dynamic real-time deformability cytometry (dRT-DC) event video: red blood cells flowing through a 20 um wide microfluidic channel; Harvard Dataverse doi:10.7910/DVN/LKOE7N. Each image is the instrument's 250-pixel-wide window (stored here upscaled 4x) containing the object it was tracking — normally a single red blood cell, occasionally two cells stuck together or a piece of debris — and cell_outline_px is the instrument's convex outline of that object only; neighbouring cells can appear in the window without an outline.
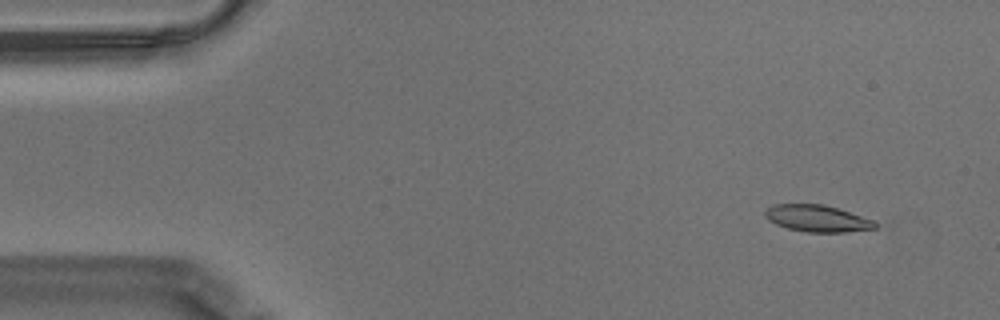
{"species": "Egyptian fruit bat (a non-hibernating species)", "species_latin": "Rousettus aegyptiacus", "temperature_condition": "warm", "stored_images_in_passage": 53, "camera_frame_rate_fps": 3000, "um_per_image_px": 0.085, "animal": {"sex": "male"}, "frame": {"image": 1, "passage_image": 1, "time_ms": 0.0, "image_size_px": [1000, 320], "cell_outline_px": [[876, 228], [844, 232], [808, 232], [788, 228], [776, 224], [768, 220], [764, 216], [764, 212], [772, 204], [824, 204], [872, 220], [876, 224]], "centroid_in_image_um": [69.4, 18.56], "position_along_channel_um": 15.6, "area_um2": 16.88}}
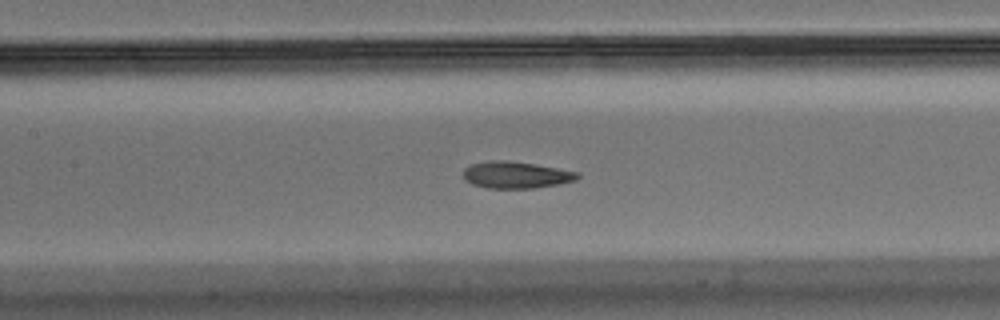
{"frame": {"image": 2, "passage_image": 22, "time_ms": 7.0, "image_size_px": [1000, 320], "cell_outline_px": [[580, 176], [576, 180], [560, 184], [532, 188], [488, 188], [472, 184], [464, 180], [464, 168], [472, 164], [488, 160], [508, 160], [536, 164], [580, 172]], "centroid_in_image_um": [43.87, 14.86], "position_along_channel_um": 163.5, "area_um2": 17.98}}
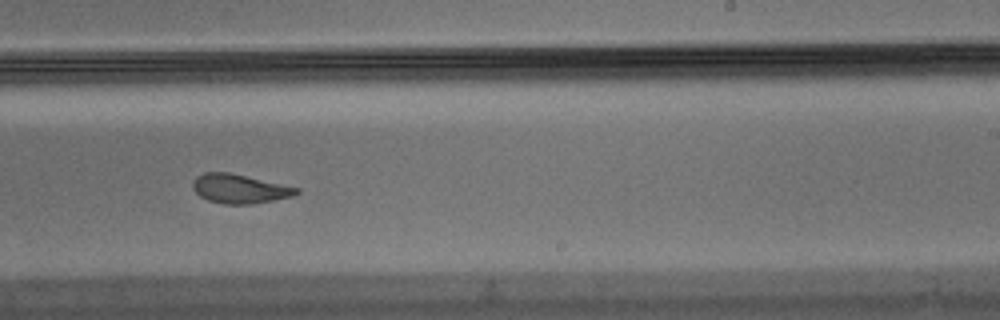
{"frame": {"image": 3, "passage_image": 31, "time_ms": 10.0, "image_size_px": [1000, 320], "cell_outline_px": [[300, 192], [292, 196], [252, 204], [224, 204], [208, 200], [200, 196], [192, 188], [192, 184], [196, 176], [204, 172], [228, 172], [300, 188]], "centroid_in_image_um": [20.34, 16.04], "position_along_channel_um": 268.7, "area_um2": 17.46}, "authors_computed_cell_mechanics": {"area_um2": 18.0336, "velocity_mm_per_s": 3.5135, "shape_relaxation_time_tau1_ms": null, "shape_relaxation_time_tau2_ms": 2.5365, "deformation_change_tau1": null, "deformation_change_tau2": 0.0929}}